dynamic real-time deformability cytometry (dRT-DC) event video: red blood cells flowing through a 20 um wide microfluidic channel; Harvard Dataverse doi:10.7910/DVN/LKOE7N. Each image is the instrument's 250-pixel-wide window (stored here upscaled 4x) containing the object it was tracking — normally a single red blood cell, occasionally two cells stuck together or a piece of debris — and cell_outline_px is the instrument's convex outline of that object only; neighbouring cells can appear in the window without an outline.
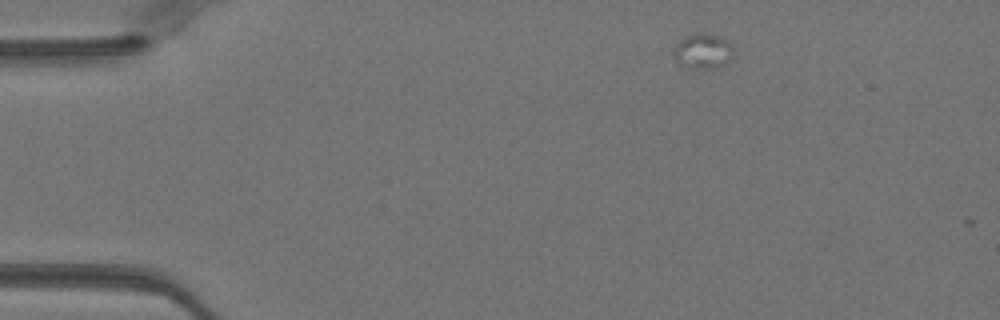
{"species": "Egyptian fruit bat (a non-hibernating species)", "species_latin": "Rousettus aegyptiacus", "temperature_condition": "warm", "stored_images_in_passage": 2, "camera_frame_rate_fps": 3000, "um_per_image_px": 0.085, "animal": {"sex": "female"}, "frame": {"image": 1, "passage_image": 1, "time_ms": 0.0, "image_size_px": [1000, 320], "cell_outline_px": [[732, 56], [724, 64], [716, 68], [688, 68], [680, 64], [676, 60], [672, 52], [676, 44], [680, 40], [696, 32], [704, 32], [720, 36], [732, 48]], "centroid_in_image_um": [59.7, 4.34], "position_along_channel_um": 25.3, "area_um2": 12.08}}